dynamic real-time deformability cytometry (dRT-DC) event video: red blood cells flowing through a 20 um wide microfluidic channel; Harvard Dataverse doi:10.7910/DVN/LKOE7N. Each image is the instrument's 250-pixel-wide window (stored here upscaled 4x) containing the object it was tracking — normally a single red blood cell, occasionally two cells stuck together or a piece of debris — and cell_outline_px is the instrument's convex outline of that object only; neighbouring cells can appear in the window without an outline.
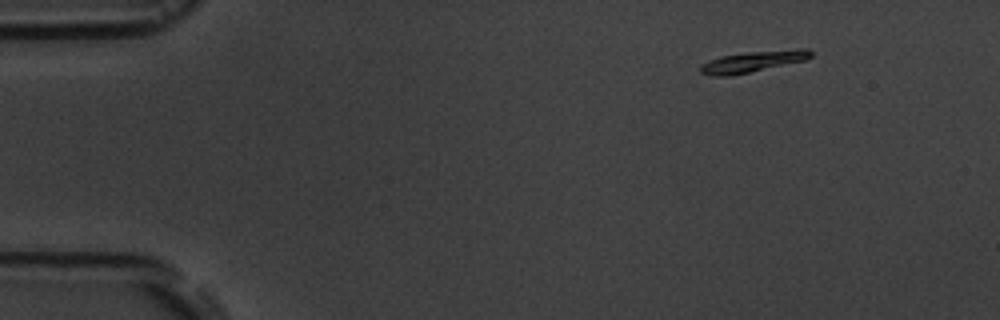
{"species": "common noctule bat (a hibernating species)", "species_latin": "Nyctalus noctula", "temperature_condition": "room temperature", "stored_images_in_passage": 6, "segment_of_instrument_passage": [2, 2], "camera_frame_rate_fps": 3000, "um_per_image_px": 0.085, "animal": {"sex": "male", "body_mass_g": 19.5, "forearm_length_mm": 54.6}, "frame": {"image": 1, "passage_image": 6, "time_ms": 6.0, "image_size_px": [1000, 320], "cell_outline_px": [[812, 56], [804, 60], [748, 72], [728, 76], [712, 76], [700, 72], [700, 64], [708, 60], [720, 56], [748, 52], [796, 48], [808, 48], [812, 52]], "centroid_in_image_um": [63.97, 5.21], "position_along_channel_um": 21.0, "area_um2": 13.47}}